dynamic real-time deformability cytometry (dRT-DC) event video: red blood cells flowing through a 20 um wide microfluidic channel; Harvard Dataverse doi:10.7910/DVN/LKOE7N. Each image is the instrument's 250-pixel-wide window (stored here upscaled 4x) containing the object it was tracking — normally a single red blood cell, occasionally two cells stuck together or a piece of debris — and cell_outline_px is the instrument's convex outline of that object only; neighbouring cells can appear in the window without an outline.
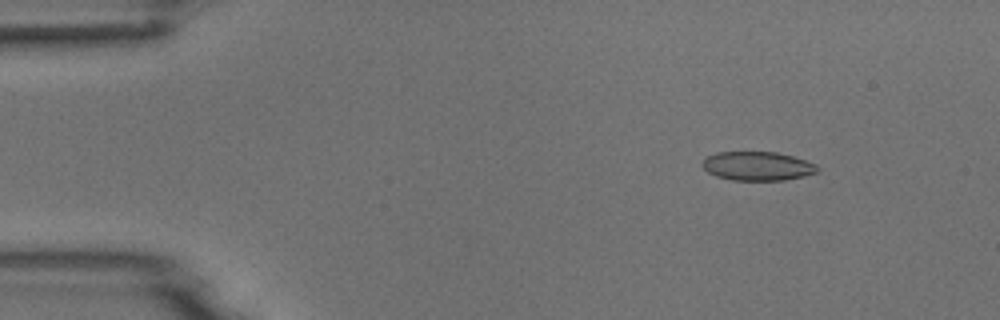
{"species": "common noctule bat (a hibernating species)", "species_latin": "Nyctalus noctula", "temperature_condition": "room temperature", "stored_images_in_passage": 4, "camera_frame_rate_fps": 3000, "um_per_image_px": 0.085, "animal": {"sex": "male", "body_mass_g": 18.8}, "frame": {"image": 1, "passage_image": 2, "time_ms": 0.333, "image_size_px": [1000, 320], "cell_outline_px": [[820, 168], [816, 172], [804, 176], [784, 180], [732, 180], [716, 176], [708, 172], [700, 164], [704, 156], [716, 152], [776, 152], [792, 156], [816, 164]], "centroid_in_image_um": [64.34, 14.11], "position_along_channel_um": 20.7, "area_um2": 19.48}}